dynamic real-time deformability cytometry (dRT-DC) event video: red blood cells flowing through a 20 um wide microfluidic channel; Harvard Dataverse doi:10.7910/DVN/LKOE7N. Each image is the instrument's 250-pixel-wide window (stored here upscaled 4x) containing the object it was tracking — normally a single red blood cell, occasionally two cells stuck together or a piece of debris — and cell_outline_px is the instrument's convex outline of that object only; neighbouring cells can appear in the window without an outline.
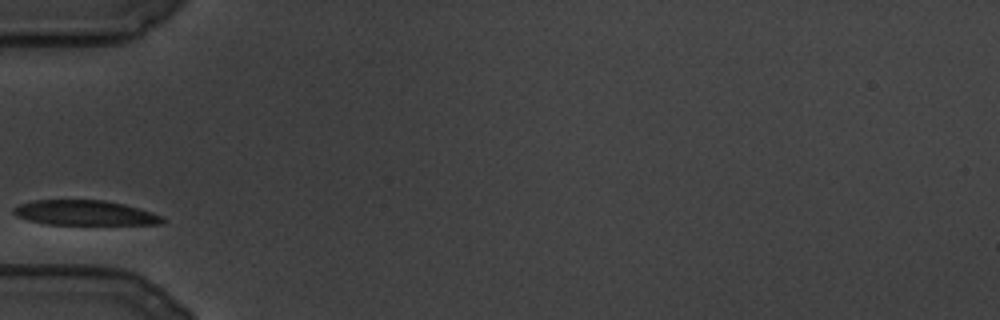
{"species": "common noctule bat (a hibernating species)", "species_latin": "Nyctalus noctula", "temperature_condition": "cold", "stored_images_in_passage": 14, "camera_frame_rate_fps": 3000, "um_per_image_px": 0.085, "animal": {"sex": "male", "body_mass_g": 19.5, "forearm_length_mm": 54.6}, "frame": {"image": 1, "passage_image": 1, "time_ms": 0.0, "image_size_px": [1000, 320], "cell_outline_px": [[164, 224], [48, 224], [28, 220], [16, 216], [12, 212], [12, 208], [20, 204], [32, 200], [104, 200], [124, 204], [140, 208], [152, 212], [160, 216], [164, 220]], "centroid_in_image_um": [7.18, 18.08], "position_along_channel_um": 77.8, "area_um2": 21.56}}